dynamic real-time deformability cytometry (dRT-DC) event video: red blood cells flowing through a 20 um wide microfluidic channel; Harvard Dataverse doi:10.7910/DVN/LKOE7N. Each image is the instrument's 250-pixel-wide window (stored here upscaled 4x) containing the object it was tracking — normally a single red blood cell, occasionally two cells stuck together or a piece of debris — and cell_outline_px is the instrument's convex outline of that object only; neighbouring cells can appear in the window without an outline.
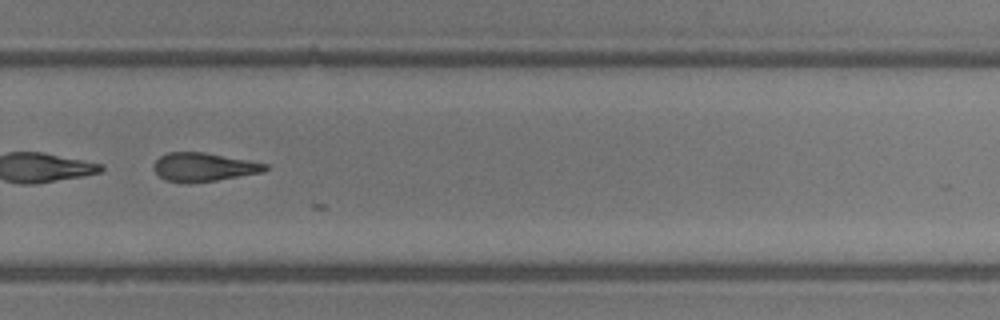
{"species": "common noctule bat (a hibernating species)", "species_latin": "Nyctalus noctula", "temperature_condition": "room temperature", "stored_images_in_passage": 29, "camera_frame_rate_fps": 3000, "um_per_image_px": 0.085, "animal": {"sex": "male", "body_mass_g": 13.3}, "frame": {"image": 1, "passage_image": 24, "time_ms": 7.667, "image_size_px": [1000, 320], "cell_outline_px": [[268, 168], [264, 172], [216, 180], [188, 184], [184, 184], [164, 180], [152, 168], [152, 164], [160, 156], [168, 152], [204, 152], [248, 160], [268, 164]], "centroid_in_image_um": [17.27, 14.21], "position_along_channel_um": 312.5, "area_um2": 18.79}}